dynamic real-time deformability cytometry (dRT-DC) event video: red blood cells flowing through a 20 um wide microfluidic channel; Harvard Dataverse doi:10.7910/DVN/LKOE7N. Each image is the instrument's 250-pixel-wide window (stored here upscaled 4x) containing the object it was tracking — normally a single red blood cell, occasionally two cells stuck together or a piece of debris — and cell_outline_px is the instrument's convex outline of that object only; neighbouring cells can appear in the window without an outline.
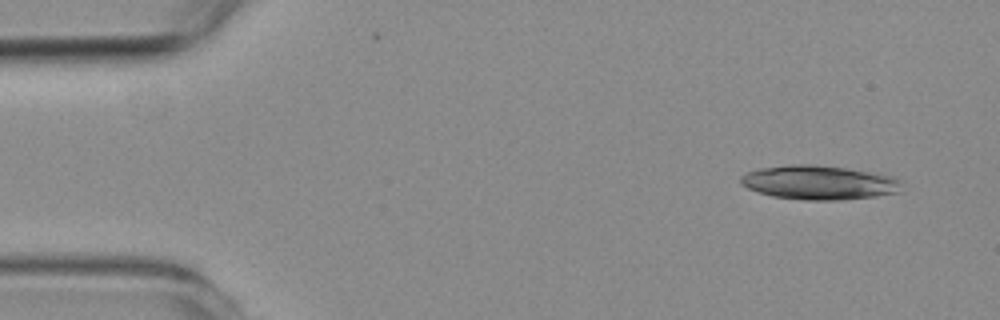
{"species": "common noctule bat (a hibernating species)", "species_latin": "Nyctalus noctula", "temperature_condition": "room temperature", "stored_images_in_passage": 5, "camera_frame_rate_fps": 3000, "um_per_image_px": 0.085, "animal": {"sex": "female", "body_mass_g": 19.3, "forearm_length_mm": 54.1}, "frame": {"image": 1, "passage_image": 1, "time_ms": 0.0, "image_size_px": [1000, 320], "cell_outline_px": [[900, 192], [876, 196], [836, 200], [804, 200], [772, 196], [756, 192], [740, 184], [740, 176], [748, 172], [760, 168], [792, 164], [812, 164], [844, 168], [892, 176], [900, 180]], "centroid_in_image_um": [69.57, 15.52], "position_along_channel_um": 15.4, "area_um2": 31.85}}
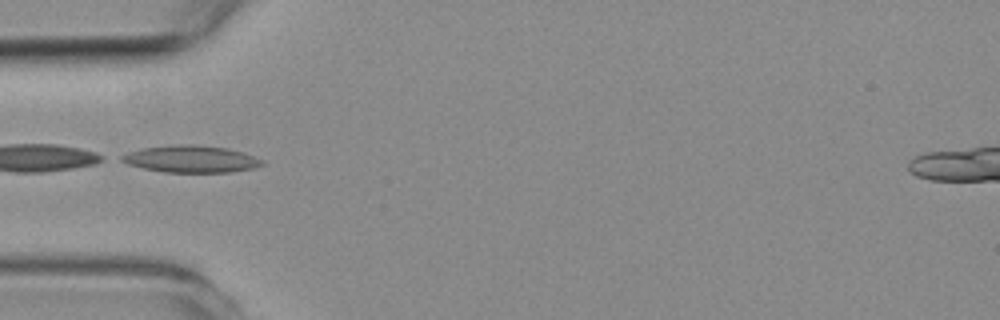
{"frame": {"image": 2, "passage_image": 4, "time_ms": 4.333, "image_size_px": [1000, 320], "cell_outline_px": [[264, 164], [252, 168], [232, 172], [164, 172], [144, 168], [128, 164], [120, 160], [120, 156], [128, 152], [144, 148], [172, 144], [192, 144], [228, 148], [264, 160]], "centroid_in_image_um": [16.22, 13.51], "position_along_channel_um": 68.8, "area_um2": 21.96}}
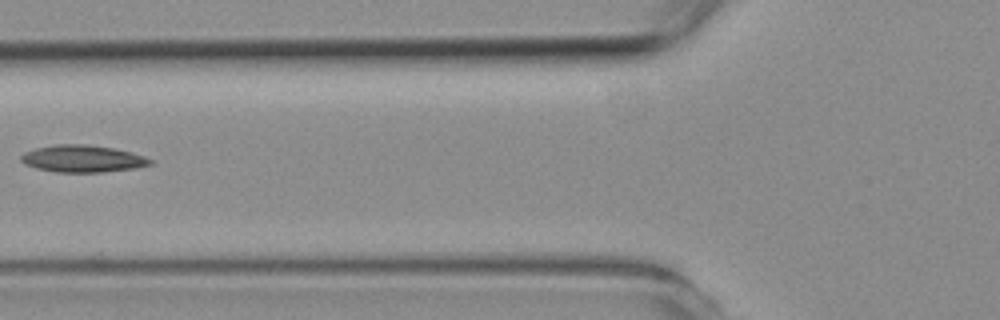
{"frame": {"image": 3, "passage_image": 5, "time_ms": 5.667, "image_size_px": [1000, 320], "cell_outline_px": [[152, 164], [136, 168], [104, 172], [56, 172], [36, 168], [24, 164], [20, 160], [20, 156], [24, 152], [36, 148], [56, 144], [84, 144], [116, 148], [132, 152], [144, 156], [152, 160]], "centroid_in_image_um": [7.02, 13.49], "position_along_channel_um": 118.8, "area_um2": 20.52}}